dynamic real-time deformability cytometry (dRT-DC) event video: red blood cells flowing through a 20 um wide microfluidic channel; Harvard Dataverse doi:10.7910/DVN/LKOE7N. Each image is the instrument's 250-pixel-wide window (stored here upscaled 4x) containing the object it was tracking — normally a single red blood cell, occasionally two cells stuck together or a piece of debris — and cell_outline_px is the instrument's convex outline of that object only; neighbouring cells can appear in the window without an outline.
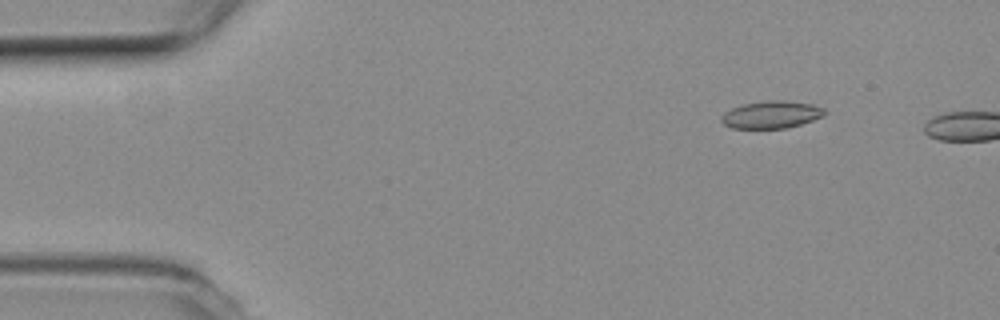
{"species": "common noctule bat (a hibernating species)", "species_latin": "Nyctalus noctula", "temperature_condition": "room temperature", "stored_images_in_passage": 2, "camera_frame_rate_fps": 3000, "um_per_image_px": 0.085, "animal": {"sex": "female", "body_mass_g": 19.3, "forearm_length_mm": 54.1}, "frame": {"image": 1, "passage_image": 1, "time_ms": 0.0, "image_size_px": [1000, 320], "cell_outline_px": [[828, 112], [824, 116], [800, 124], [784, 128], [732, 128], [724, 124], [720, 120], [724, 112], [732, 108], [744, 104], [768, 100], [784, 100], [812, 104], [824, 108]], "centroid_in_image_um": [65.59, 9.74], "position_along_channel_um": 19.4, "area_um2": 16.42}}